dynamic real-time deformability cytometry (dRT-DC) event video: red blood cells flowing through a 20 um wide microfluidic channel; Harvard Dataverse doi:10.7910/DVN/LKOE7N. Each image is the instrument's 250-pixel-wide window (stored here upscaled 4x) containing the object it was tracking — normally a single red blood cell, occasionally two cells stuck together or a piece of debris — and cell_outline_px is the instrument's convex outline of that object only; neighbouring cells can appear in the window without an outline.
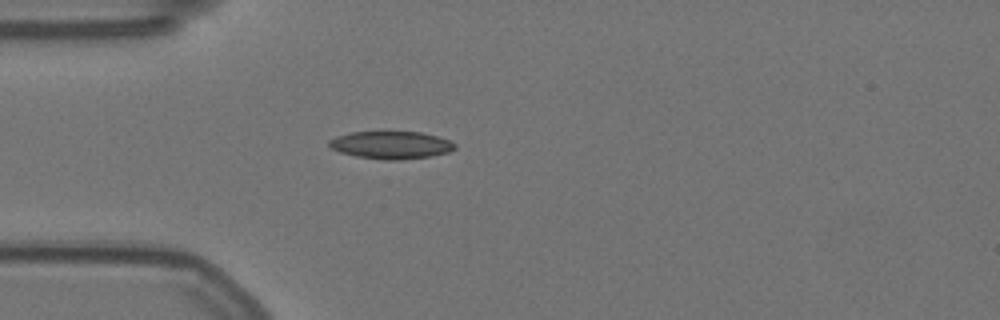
{"species": "Egyptian fruit bat (a non-hibernating species)", "species_latin": "Rousettus aegyptiacus", "temperature_condition": "warm", "stored_images_in_passage": 36, "camera_frame_rate_fps": 3000, "um_per_image_px": 0.085, "animal": {"sex": "female"}, "frame": {"image": 1, "passage_image": 1, "time_ms": 0.0, "image_size_px": [1000, 320], "cell_outline_px": [[456, 148], [448, 152], [428, 156], [400, 160], [384, 160], [356, 156], [340, 152], [332, 148], [328, 144], [328, 140], [336, 136], [352, 132], [420, 132], [436, 136], [448, 140], [456, 144]], "centroid_in_image_um": [33.22, 12.33], "position_along_channel_um": 51.8, "area_um2": 20.06}}
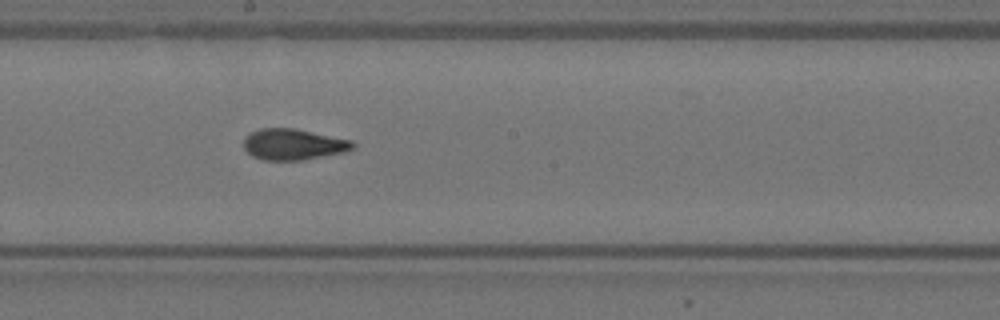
{"frame": {"image": 2, "passage_image": 16, "time_ms": 5.0, "image_size_px": [1000, 320], "cell_outline_px": [[356, 144], [352, 148], [344, 152], [300, 160], [264, 160], [252, 156], [244, 148], [244, 136], [260, 128], [292, 128], [352, 140]], "centroid_in_image_um": [24.9, 12.27], "position_along_channel_um": 223.3, "area_um2": 19.54}}
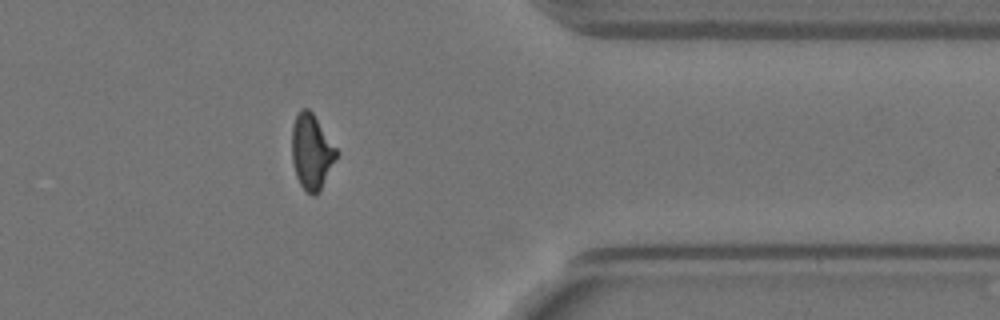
{"frame": {"image": 3, "passage_image": 31, "time_ms": 10.0, "image_size_px": [1000, 320], "cell_outline_px": [[340, 152], [320, 192], [316, 196], [312, 196], [300, 184], [296, 176], [292, 160], [292, 128], [296, 116], [300, 108], [308, 108], [312, 112]], "centroid_in_image_um": [26.51, 12.91], "position_along_channel_um": 384.9, "area_um2": 19.77}, "authors_computed_cell_mechanics": {"area_um2": 19.941, "velocity_mm_per_s": 3.5612, "shape_relaxation_time_tau1_ms": 6.6355, "shape_relaxation_time_tau2_ms": 1.6391, "deformation_change_tau1": 0.1803, "deformation_change_tau2": 0.077}}